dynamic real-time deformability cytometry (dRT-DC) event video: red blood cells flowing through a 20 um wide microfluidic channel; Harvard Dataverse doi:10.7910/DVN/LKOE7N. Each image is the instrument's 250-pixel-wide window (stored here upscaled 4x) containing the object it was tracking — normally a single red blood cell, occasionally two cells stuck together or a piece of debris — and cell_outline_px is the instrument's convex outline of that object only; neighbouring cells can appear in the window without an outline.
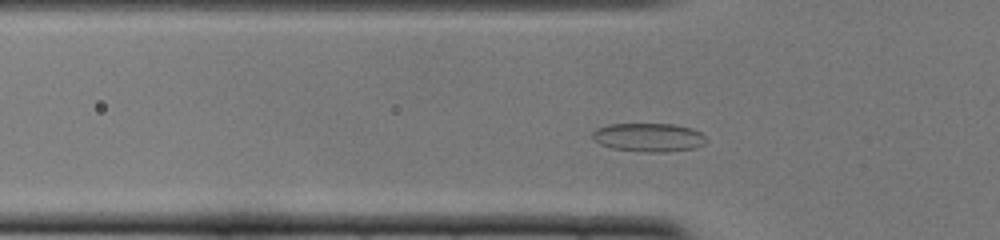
{"species": "common noctule bat (a hibernating species)", "species_latin": "Nyctalus noctula", "temperature_condition": "cold", "stored_images_in_passage": 43, "camera_frame_rate_fps": 3000, "um_per_image_px": 0.085, "animal": {"sex": "female", "body_mass_g": 22.0, "forearm_length_mm": 56.7}, "frame": {"image": 1, "passage_image": 7, "time_ms": 2.0, "image_size_px": [1000, 240], "cell_outline_px": [[708, 140], [704, 144], [696, 148], [664, 152], [648, 152], [612, 148], [600, 144], [592, 140], [592, 132], [596, 128], [608, 124], [672, 124], [692, 128], [700, 132]], "centroid_in_image_um": [55.13, 11.67], "position_along_channel_um": 70.7, "area_um2": 19.07}}
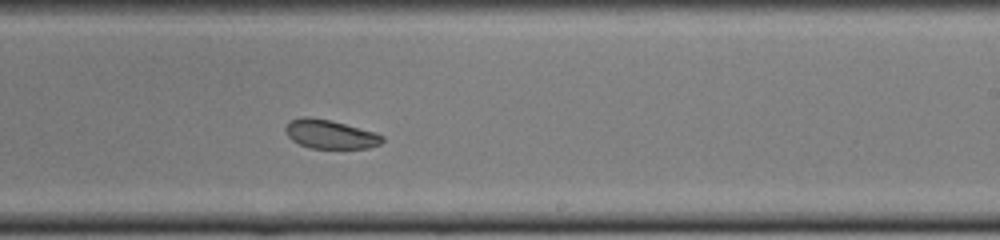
{"frame": {"image": 2, "passage_image": 22, "time_ms": 7.0, "image_size_px": [1000, 240], "cell_outline_px": [[384, 140], [380, 144], [368, 148], [308, 148], [292, 140], [284, 132], [284, 128], [288, 120], [304, 116], [308, 116], [332, 120], [376, 132], [384, 136]], "centroid_in_image_um": [28.04, 11.39], "position_along_channel_um": 261.0, "area_um2": 16.59}}
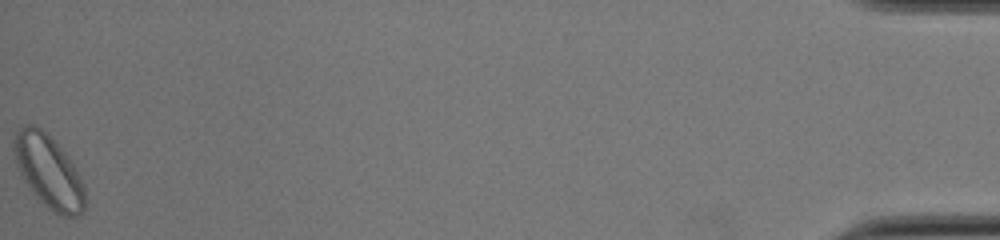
{"frame": {"image": 3, "passage_image": 43, "time_ms": 14.0, "image_size_px": [1000, 240], "cell_outline_px": [[84, 208], [76, 216], [64, 216], [48, 208], [36, 196], [20, 172], [16, 164], [12, 148], [12, 140], [16, 132], [20, 128], [28, 124], [32, 124], [40, 128], [68, 156], [84, 184]], "centroid_in_image_um": [4.11, 14.55], "position_along_channel_um": 431.1, "area_um2": 29.42}, "authors_computed_cell_mechanics": {"area_um2": 18.496, "velocity_mm_per_s": 3.8162, "shape_relaxation_time_tau1_ms": null, "shape_relaxation_time_tau2_ms": 4.7231, "deformation_change_tau1": null, "deformation_change_tau2": 0.0949}}